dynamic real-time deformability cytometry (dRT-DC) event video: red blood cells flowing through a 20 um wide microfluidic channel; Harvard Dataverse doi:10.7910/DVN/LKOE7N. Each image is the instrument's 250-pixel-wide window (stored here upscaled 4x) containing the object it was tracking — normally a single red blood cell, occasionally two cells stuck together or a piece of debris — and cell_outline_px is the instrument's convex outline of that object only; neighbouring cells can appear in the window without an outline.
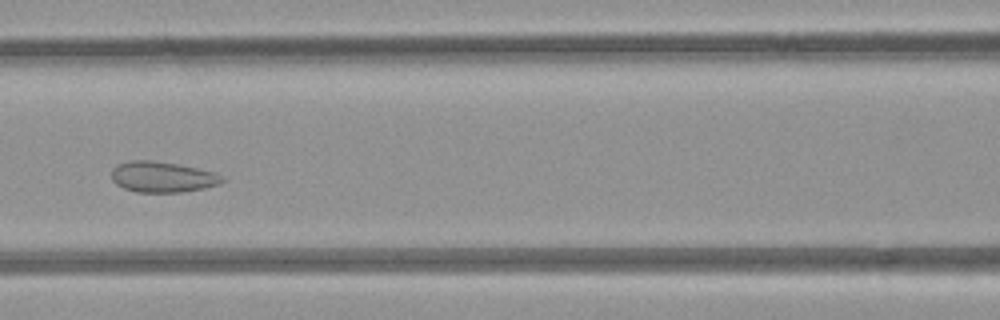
{"species": "common noctule bat (a hibernating species)", "species_latin": "Nyctalus noctula", "temperature_condition": "room temperature", "stored_images_in_passage": 6, "camera_frame_rate_fps": 3000, "um_per_image_px": 0.085, "animal": {"sex": "female", "body_mass_g": 21.9}, "frame": {"image": 1, "passage_image": 6, "time_ms": 5.667, "image_size_px": [1000, 320], "cell_outline_px": [[224, 180], [220, 184], [204, 188], [180, 192], [136, 192], [124, 188], [116, 184], [112, 180], [112, 168], [116, 164], [132, 160], [152, 160], [180, 164], [216, 172]], "centroid_in_image_um": [13.79, 15.03], "position_along_channel_um": 152.8, "area_um2": 19.94}}